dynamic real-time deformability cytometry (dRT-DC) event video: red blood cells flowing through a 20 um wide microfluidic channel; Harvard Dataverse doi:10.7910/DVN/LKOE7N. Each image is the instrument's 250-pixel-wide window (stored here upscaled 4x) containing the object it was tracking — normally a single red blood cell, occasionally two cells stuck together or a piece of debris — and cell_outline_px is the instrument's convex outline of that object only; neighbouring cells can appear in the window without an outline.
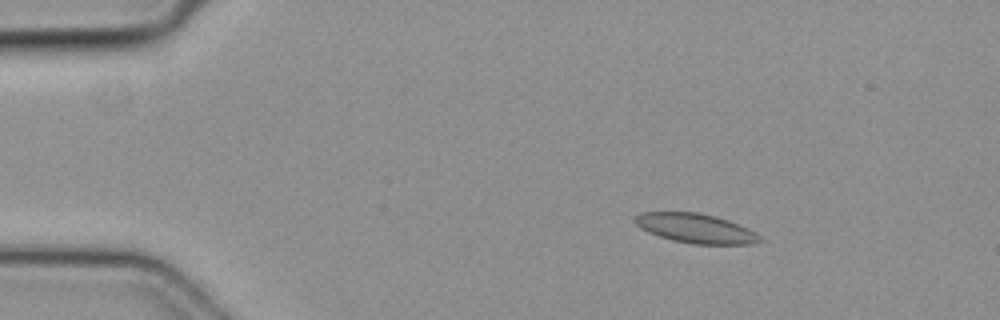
{"species": "common noctule bat (a hibernating species)", "species_latin": "Nyctalus noctula", "temperature_condition": "cold", "stored_images_in_passage": 46, "camera_frame_rate_fps": 3000, "um_per_image_px": 0.085, "animal": {"sex": "female", "body_mass_g": 19.3, "forearm_length_mm": 54.1}, "frame": {"image": 1, "passage_image": 3, "time_ms": 0.667, "image_size_px": [1000, 320], "cell_outline_px": [[764, 240], [748, 244], [692, 244], [672, 240], [648, 232], [640, 228], [632, 220], [632, 216], [640, 212], [700, 212], [728, 220], [748, 228], [756, 232]], "centroid_in_image_um": [59.09, 19.4], "position_along_channel_um": 25.9, "area_um2": 21.56}}
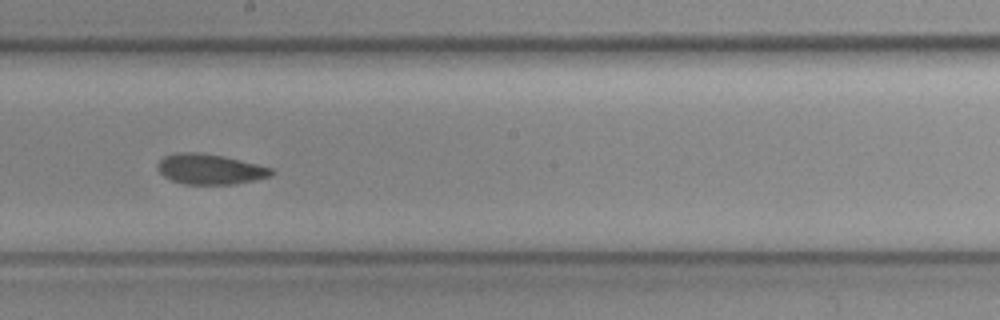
{"frame": {"image": 2, "passage_image": 24, "time_ms": 7.667, "image_size_px": [1000, 320], "cell_outline_px": [[276, 172], [272, 176], [232, 184], [184, 184], [172, 180], [164, 176], [156, 168], [156, 164], [164, 156], [176, 152], [196, 152], [220, 156], [256, 164], [272, 168]], "centroid_in_image_um": [17.81, 14.38], "position_along_channel_um": 230.4, "area_um2": 19.88}}
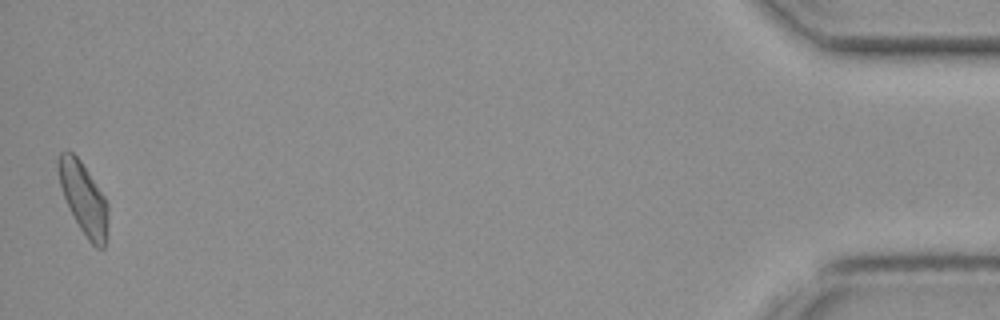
{"frame": {"image": 3, "passage_image": 46, "time_ms": 15.0, "image_size_px": [1000, 320], "cell_outline_px": [[108, 216], [104, 248], [96, 248], [88, 240], [80, 228], [64, 196], [60, 184], [56, 164], [56, 160], [60, 152], [72, 152], [80, 160], [104, 196], [108, 204]], "centroid_in_image_um": [7.1, 16.84], "position_along_channel_um": 428.1, "area_um2": 20.35}}